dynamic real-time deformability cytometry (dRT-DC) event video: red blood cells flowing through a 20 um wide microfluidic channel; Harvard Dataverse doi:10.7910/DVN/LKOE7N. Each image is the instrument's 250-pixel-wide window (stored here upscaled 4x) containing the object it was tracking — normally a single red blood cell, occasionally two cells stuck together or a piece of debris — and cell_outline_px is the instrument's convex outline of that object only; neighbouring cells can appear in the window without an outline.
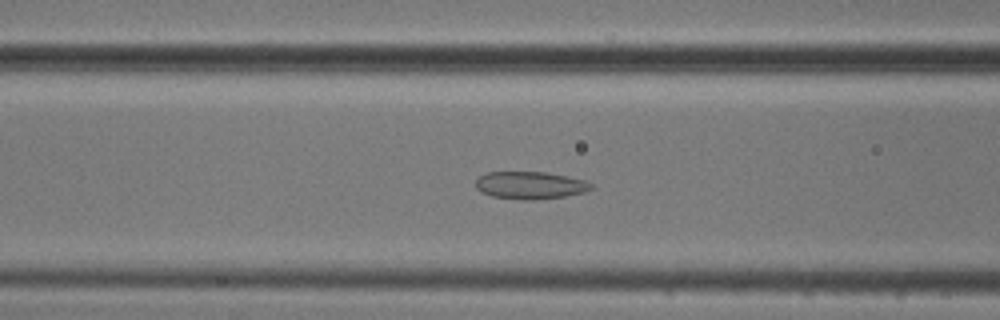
{"species": "common noctule bat (a hibernating species)", "species_latin": "Nyctalus noctula", "temperature_condition": "cold", "stored_images_in_passage": 47, "camera_frame_rate_fps": 3000, "um_per_image_px": 0.085, "animal": {"sex": "male", "body_mass_g": 20.5, "forearm_length_mm": 52.5}, "frame": {"image": 1, "passage_image": 20, "time_ms": 6.333, "image_size_px": [1000, 320], "cell_outline_px": [[596, 188], [584, 192], [564, 196], [536, 200], [520, 200], [492, 196], [480, 192], [476, 188], [476, 180], [480, 176], [488, 172], [544, 172], [568, 176], [584, 180], [592, 184]], "centroid_in_image_um": [45.08, 15.75], "position_along_channel_um": 121.5, "area_um2": 18.61}}
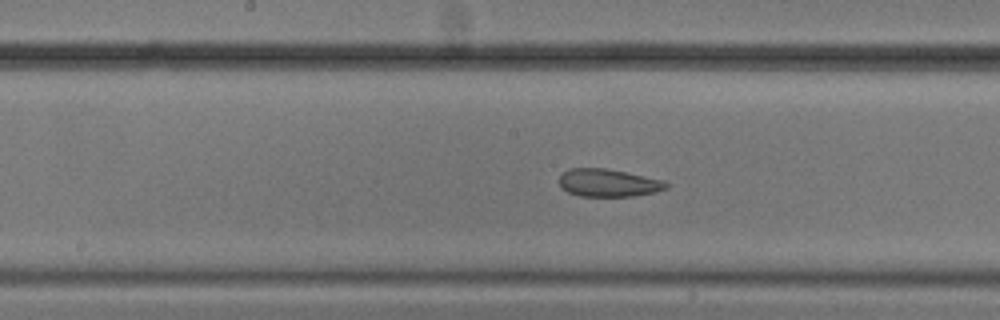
{"frame": {"image": 2, "passage_image": 26, "time_ms": 8.333, "image_size_px": [1000, 320], "cell_outline_px": [[668, 188], [656, 192], [632, 196], [580, 196], [568, 192], [560, 188], [560, 176], [568, 168], [604, 168], [664, 180], [668, 184]], "centroid_in_image_um": [51.7, 15.55], "position_along_channel_um": 196.5, "area_um2": 17.22}}
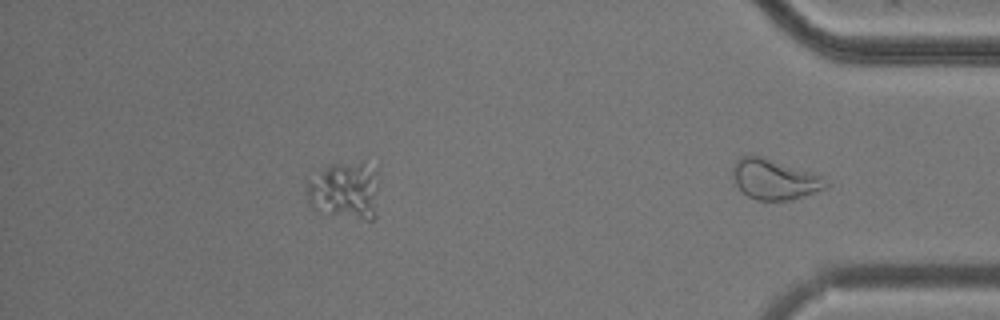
{"frame": {"image": 3, "passage_image": 40, "time_ms": 13.0, "image_size_px": [1000, 320], "cell_outline_px": [[380, 180], [376, 216], [372, 220], [364, 220], [312, 208], [308, 200], [308, 180], [320, 168], [328, 164], [360, 160], [364, 160], [372, 164]], "centroid_in_image_um": [29.4, 16.11], "position_along_channel_um": 405.8, "area_um2": 24.97}, "authors_computed_cell_mechanics": {"area_um2": 20.7502, "velocity_mm_per_s": 3.7253, "shape_relaxation_time_tau1_ms": null, "shape_relaxation_time_tau2_ms": 2.2498, "deformation_change_tau1": null, "deformation_change_tau2": 0.064}}